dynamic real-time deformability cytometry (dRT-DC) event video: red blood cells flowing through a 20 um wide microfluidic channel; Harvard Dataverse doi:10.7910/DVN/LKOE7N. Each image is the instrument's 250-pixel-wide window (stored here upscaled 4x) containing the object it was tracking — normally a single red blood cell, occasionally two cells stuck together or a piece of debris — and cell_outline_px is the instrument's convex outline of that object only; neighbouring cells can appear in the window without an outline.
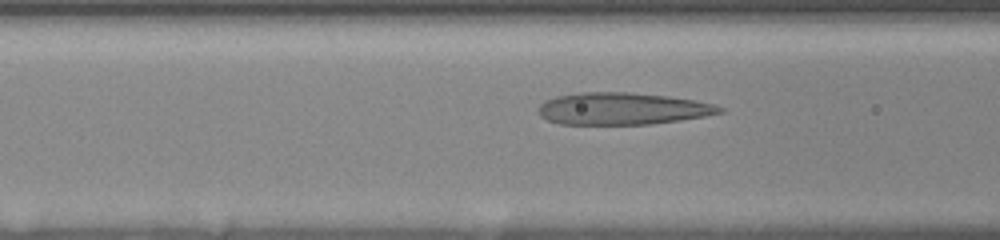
{"species": "human", "species_latin": "Homo sapiens", "temperature_condition": "room temperature", "stored_images_in_passage": 42, "camera_frame_rate_fps": 3000, "um_per_image_px": 0.085, "donor": {"sex": "female"}, "frame": {"image": 1, "passage_image": 14, "time_ms": 4.333, "image_size_px": [1000, 240], "cell_outline_px": [[724, 112], [704, 116], [680, 120], [652, 124], [560, 124], [548, 120], [540, 116], [536, 108], [544, 100], [556, 96], [580, 92], [628, 92], [668, 96], [696, 100], [712, 104], [724, 108]], "centroid_in_image_um": [52.86, 9.23], "position_along_channel_um": 113.7, "area_um2": 33.99}}
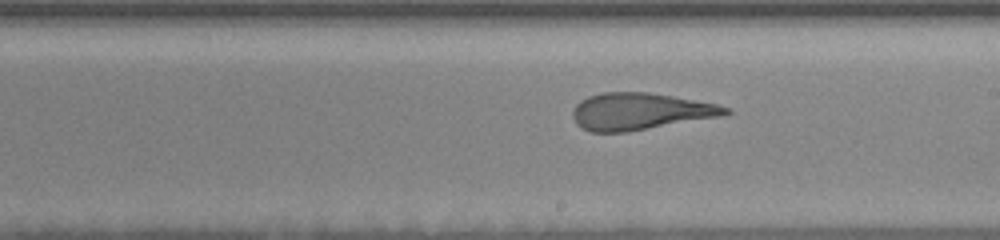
{"frame": {"image": 2, "passage_image": 24, "time_ms": 7.667, "image_size_px": [1000, 240], "cell_outline_px": [[732, 112], [724, 116], [628, 132], [592, 132], [576, 124], [572, 116], [572, 112], [576, 104], [580, 100], [588, 96], [604, 92], [648, 92], [672, 96], [716, 104], [732, 108]], "centroid_in_image_um": [54.43, 9.47], "position_along_channel_um": 234.6, "area_um2": 33.0}}
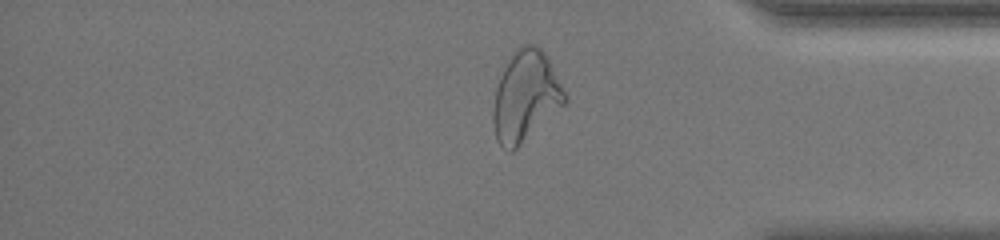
{"frame": {"image": 3, "passage_image": 38, "time_ms": 12.333, "image_size_px": [1000, 240], "cell_outline_px": [[568, 100], [564, 104], [512, 152], [508, 152], [496, 140], [492, 120], [492, 108], [496, 88], [500, 76], [508, 60], [516, 48], [520, 44], [536, 44], [548, 56]], "centroid_in_image_um": [44.64, 8.17], "position_along_channel_um": 390.6, "area_um2": 37.57}}